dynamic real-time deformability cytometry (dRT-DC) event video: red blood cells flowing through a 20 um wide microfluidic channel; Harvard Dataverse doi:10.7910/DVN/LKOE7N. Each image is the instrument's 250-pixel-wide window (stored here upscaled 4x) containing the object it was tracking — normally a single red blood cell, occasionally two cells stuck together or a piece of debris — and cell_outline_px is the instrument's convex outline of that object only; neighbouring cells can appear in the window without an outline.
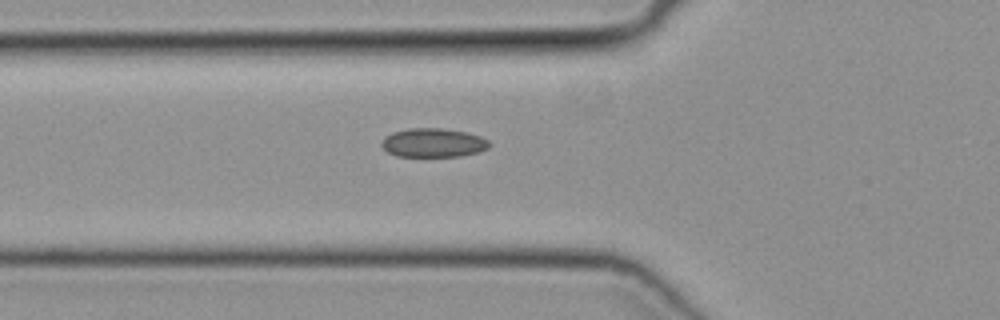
{"species": "common noctule bat (a hibernating species)", "species_latin": "Nyctalus noctula", "temperature_condition": "cold", "stored_images_in_passage": 38, "camera_frame_rate_fps": 3000, "um_per_image_px": 0.085, "animal": {"sex": "female", "body_mass_g": 19.3, "forearm_length_mm": 54.1}, "frame": {"image": 1, "passage_image": 11, "time_ms": 3.333, "image_size_px": [1000, 320], "cell_outline_px": [[492, 144], [488, 148], [480, 152], [460, 156], [396, 156], [388, 152], [380, 144], [380, 140], [384, 136], [392, 132], [408, 128], [444, 128], [468, 132], [480, 136], [488, 140]], "centroid_in_image_um": [36.83, 12.12], "position_along_channel_um": 89.0, "area_um2": 18.44}}
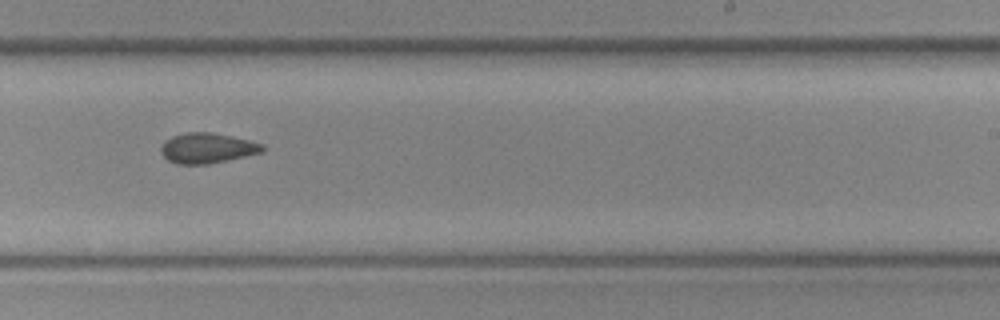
{"frame": {"image": 2, "passage_image": 24, "time_ms": 7.667, "image_size_px": [1000, 320], "cell_outline_px": [[264, 148], [260, 152], [244, 156], [208, 164], [176, 164], [168, 160], [160, 152], [160, 148], [172, 136], [188, 132], [212, 132], [248, 140], [260, 144]], "centroid_in_image_um": [17.56, 12.59], "position_along_channel_um": 271.4, "area_um2": 17.46}}
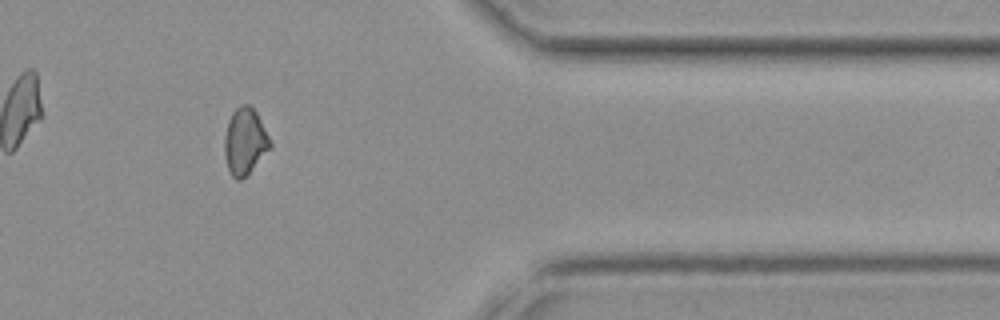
{"frame": {"image": 3, "passage_image": 34, "time_ms": 11.0, "image_size_px": [1000, 320], "cell_outline_px": [[272, 144], [248, 176], [240, 180], [236, 180], [232, 176], [228, 168], [224, 156], [224, 136], [228, 120], [232, 112], [240, 104], [248, 104], [256, 112]], "centroid_in_image_um": [20.78, 12.04], "position_along_channel_um": 390.6, "area_um2": 17.69}}